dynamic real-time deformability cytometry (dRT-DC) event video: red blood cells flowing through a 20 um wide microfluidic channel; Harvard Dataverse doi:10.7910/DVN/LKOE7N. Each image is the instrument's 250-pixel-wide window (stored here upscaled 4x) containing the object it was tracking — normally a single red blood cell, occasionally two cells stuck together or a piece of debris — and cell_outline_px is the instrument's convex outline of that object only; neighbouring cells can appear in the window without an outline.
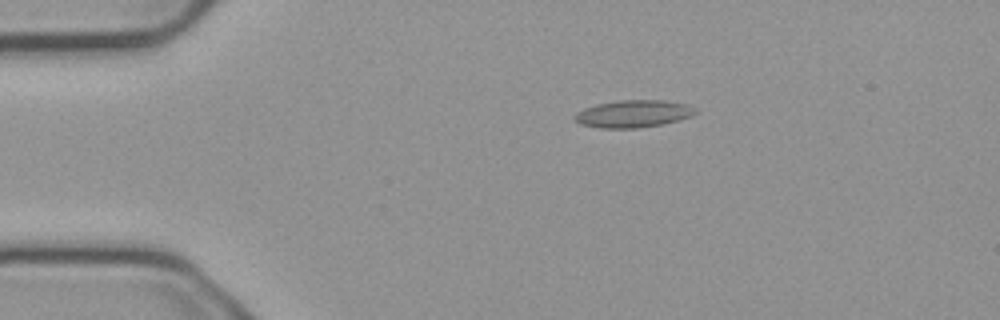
{"species": "common noctule bat (a hibernating species)", "species_latin": "Nyctalus noctula", "temperature_condition": "cold", "stored_images_in_passage": 13, "segment_of_instrument_passage": [1, 2], "camera_frame_rate_fps": 3000, "um_per_image_px": 0.085, "animal": {"sex": "male", "body_mass_g": 23.1, "forearm_length_mm": 52.7}, "frame": {"image": 1, "passage_image": 2, "time_ms": 0.333, "image_size_px": [1000, 320], "cell_outline_px": [[696, 112], [692, 116], [680, 120], [664, 124], [640, 128], [600, 128], [580, 124], [572, 120], [572, 116], [576, 112], [584, 108], [596, 104], [616, 100], [664, 100], [688, 104], [696, 108]], "centroid_in_image_um": [53.81, 9.67], "position_along_channel_um": 31.2, "area_um2": 19.65}}
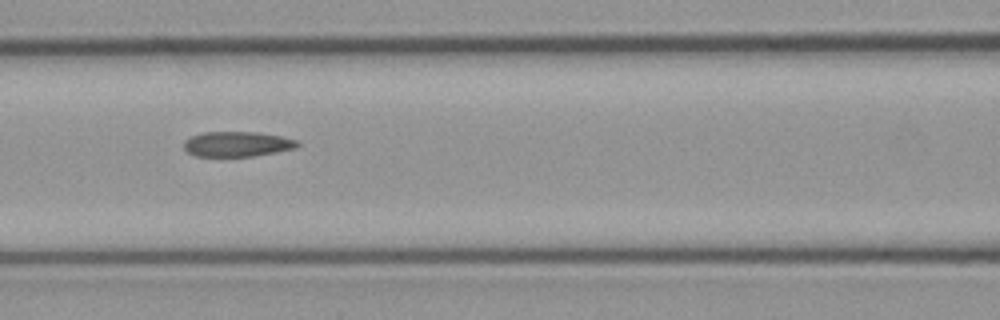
{"frame": {"image": 2, "passage_image": 5, "time_ms": 1.333, "image_size_px": [1000, 320], "cell_outline_px": [[300, 144], [296, 148], [276, 152], [252, 156], [196, 156], [188, 152], [184, 148], [184, 140], [192, 136], [204, 132], [256, 132], [280, 136], [296, 140]], "centroid_in_image_um": [20.15, 12.24], "position_along_channel_um": 146.4, "area_um2": 16.47}}
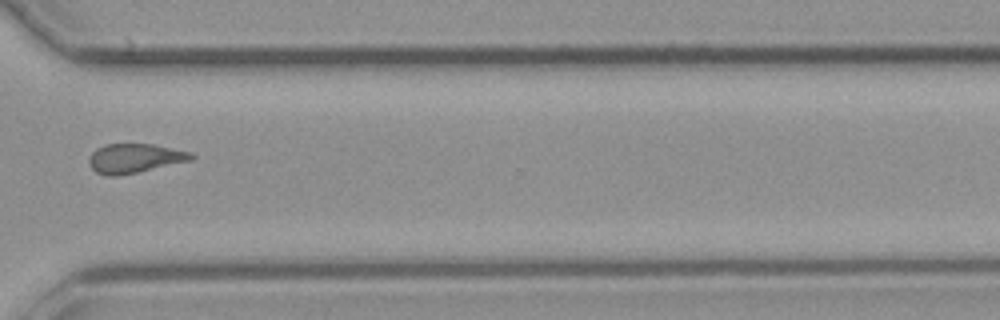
{"frame": {"image": 3, "passage_image": 10, "time_ms": 3.0, "image_size_px": [1000, 320], "cell_outline_px": [[196, 156], [192, 160], [136, 172], [116, 176], [108, 176], [96, 172], [88, 164], [88, 156], [96, 148], [104, 144], [152, 144], [192, 152]], "centroid_in_image_um": [11.42, 13.44], "position_along_channel_um": 359.2, "area_um2": 17.46}}